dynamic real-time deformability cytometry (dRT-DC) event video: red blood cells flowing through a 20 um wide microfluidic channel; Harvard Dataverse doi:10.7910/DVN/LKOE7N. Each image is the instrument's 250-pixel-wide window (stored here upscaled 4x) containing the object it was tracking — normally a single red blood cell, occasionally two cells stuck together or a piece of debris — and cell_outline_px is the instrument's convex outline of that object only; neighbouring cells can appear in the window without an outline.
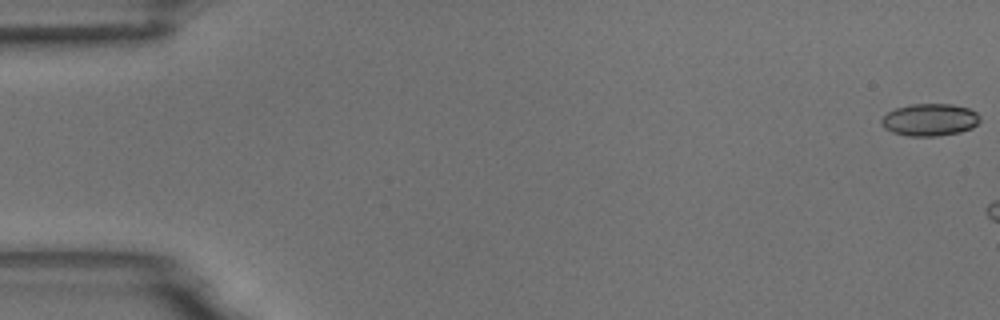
{"species": "common noctule bat (a hibernating species)", "species_latin": "Nyctalus noctula", "temperature_condition": "room temperature", "stored_images_in_passage": 3, "camera_frame_rate_fps": 3000, "um_per_image_px": 0.085, "animal": {"sex": "male", "body_mass_g": 18.8}, "frame": {"image": 1, "passage_image": 1, "time_ms": 0.0, "image_size_px": [1000, 320], "cell_outline_px": [[980, 120], [972, 128], [960, 132], [936, 136], [908, 136], [892, 132], [884, 128], [880, 120], [888, 112], [896, 108], [912, 104], [952, 104], [968, 108], [976, 112], [980, 116]], "centroid_in_image_um": [79.03, 10.18], "position_along_channel_um": 6.0, "area_um2": 18.5}}